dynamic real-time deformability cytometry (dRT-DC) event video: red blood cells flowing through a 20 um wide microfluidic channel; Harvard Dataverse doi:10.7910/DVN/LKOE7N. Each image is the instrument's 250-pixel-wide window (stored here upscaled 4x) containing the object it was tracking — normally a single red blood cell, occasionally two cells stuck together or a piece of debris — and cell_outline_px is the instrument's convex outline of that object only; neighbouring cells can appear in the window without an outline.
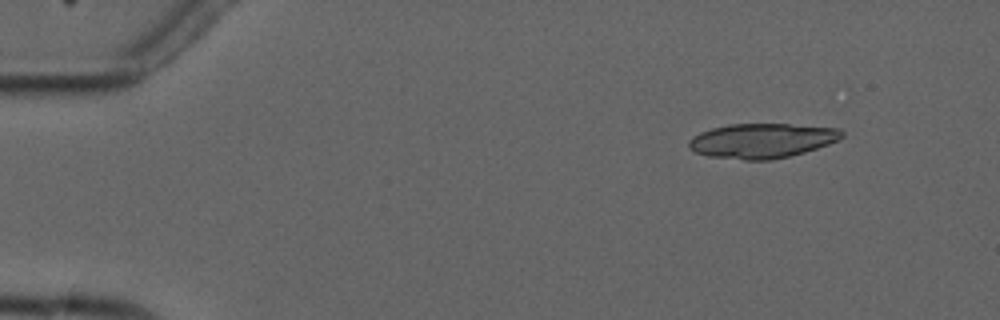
{"species": "common noctule bat (a hibernating species)", "species_latin": "Nyctalus noctula", "temperature_condition": "cold", "stored_images_in_passage": 5, "camera_frame_rate_fps": 3000, "um_per_image_px": 0.085, "animal": {"sex": "male", "forearm_length_mm": 52.5}, "frame": {"image": 1, "passage_image": 2, "time_ms": 1.333, "image_size_px": [1000, 320], "cell_outline_px": [[844, 136], [828, 144], [804, 152], [772, 160], [744, 160], [708, 156], [696, 152], [688, 148], [688, 140], [692, 136], [700, 132], [712, 128], [728, 124], [788, 124], [840, 128], [844, 132]], "centroid_in_image_um": [64.74, 11.95], "position_along_channel_um": 20.3, "area_um2": 30.98}}